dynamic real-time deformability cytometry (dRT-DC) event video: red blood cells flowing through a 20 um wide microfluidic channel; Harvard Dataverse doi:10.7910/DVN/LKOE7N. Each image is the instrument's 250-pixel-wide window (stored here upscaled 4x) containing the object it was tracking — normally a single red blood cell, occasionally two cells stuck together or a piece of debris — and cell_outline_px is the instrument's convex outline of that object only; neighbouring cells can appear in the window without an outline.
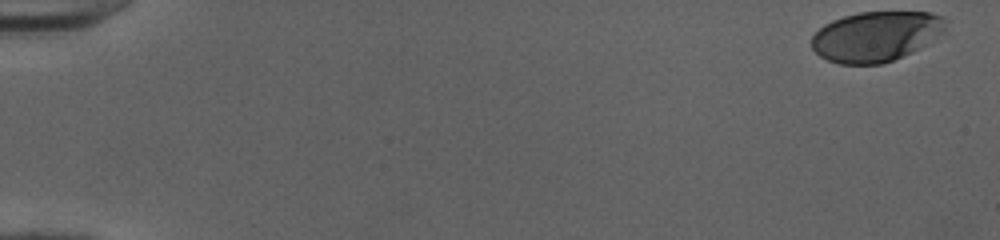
{"species": "human", "species_latin": "Homo sapiens", "temperature_condition": "cold", "stored_images_in_passage": 52, "camera_frame_rate_fps": 3000, "um_per_image_px": 0.085, "donor": {"sex": "female"}, "frame": {"image": 1, "passage_image": 1, "time_ms": 0.0, "image_size_px": [1000, 240], "cell_outline_px": [[944, 28], [940, 32], [920, 48], [912, 52], [892, 60], [880, 64], [840, 64], [828, 60], [820, 56], [812, 48], [812, 36], [824, 24], [832, 20], [844, 16], [860, 12], [928, 12], [944, 16]], "centroid_in_image_um": [74.41, 3.09], "position_along_channel_um": 10.6, "area_um2": 38.67}}
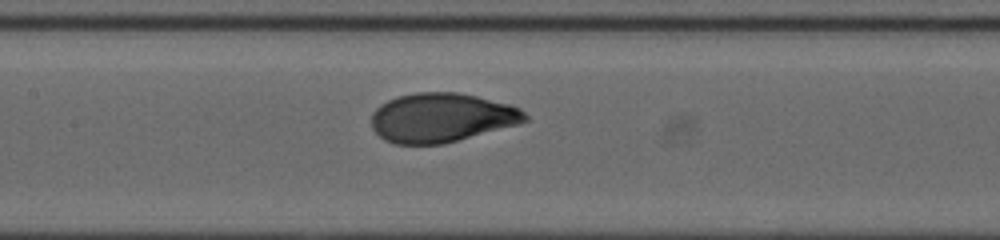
{"frame": {"image": 2, "passage_image": 26, "time_ms": 8.333, "image_size_px": [1000, 240], "cell_outline_px": [[528, 120], [520, 124], [444, 144], [396, 144], [384, 140], [372, 128], [372, 112], [380, 104], [388, 100], [400, 96], [416, 92], [456, 92], [476, 96], [508, 104], [520, 108], [528, 116]], "centroid_in_image_um": [37.53, 10.01], "position_along_channel_um": 169.9, "area_um2": 44.04}}
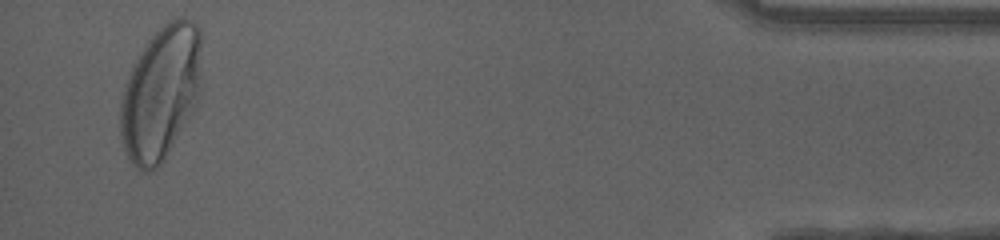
{"frame": {"image": 3, "passage_image": 50, "time_ms": 16.333, "image_size_px": [1000, 240], "cell_outline_px": [[200, 92], [196, 108], [164, 160], [156, 168], [148, 172], [144, 172], [136, 168], [128, 160], [124, 148], [120, 132], [120, 100], [128, 76], [136, 60], [148, 40], [168, 20], [176, 16], [184, 16], [196, 24], [200, 28]], "centroid_in_image_um": [13.68, 7.92], "position_along_channel_um": 421.5, "area_um2": 63.81}, "authors_computed_cell_mechanics": {"area_um2": 44.0147, "velocity_mm_per_s": 3.9825, "shape_relaxation_time_tau1_ms": 3.2905, "shape_relaxation_time_tau2_ms": null, "deformation_change_tau1": 0.1907, "deformation_change_tau2": null}}